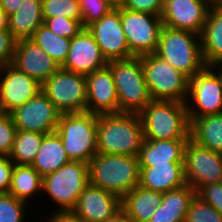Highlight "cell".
Masks as SVG:
<instances>
[{
  "mask_svg": "<svg viewBox=\"0 0 222 222\" xmlns=\"http://www.w3.org/2000/svg\"><path fill=\"white\" fill-rule=\"evenodd\" d=\"M197 191L189 184L162 193V201L149 222H185Z\"/></svg>",
  "mask_w": 222,
  "mask_h": 222,
  "instance_id": "obj_22",
  "label": "cell"
},
{
  "mask_svg": "<svg viewBox=\"0 0 222 222\" xmlns=\"http://www.w3.org/2000/svg\"><path fill=\"white\" fill-rule=\"evenodd\" d=\"M116 86L119 112L139 114L151 101L141 56L109 61Z\"/></svg>",
  "mask_w": 222,
  "mask_h": 222,
  "instance_id": "obj_6",
  "label": "cell"
},
{
  "mask_svg": "<svg viewBox=\"0 0 222 222\" xmlns=\"http://www.w3.org/2000/svg\"><path fill=\"white\" fill-rule=\"evenodd\" d=\"M116 4H121L123 0H113Z\"/></svg>",
  "mask_w": 222,
  "mask_h": 222,
  "instance_id": "obj_48",
  "label": "cell"
},
{
  "mask_svg": "<svg viewBox=\"0 0 222 222\" xmlns=\"http://www.w3.org/2000/svg\"><path fill=\"white\" fill-rule=\"evenodd\" d=\"M25 0H0V8L10 16L21 6Z\"/></svg>",
  "mask_w": 222,
  "mask_h": 222,
  "instance_id": "obj_43",
  "label": "cell"
},
{
  "mask_svg": "<svg viewBox=\"0 0 222 222\" xmlns=\"http://www.w3.org/2000/svg\"><path fill=\"white\" fill-rule=\"evenodd\" d=\"M197 196L211 205L222 215V183H213L203 186Z\"/></svg>",
  "mask_w": 222,
  "mask_h": 222,
  "instance_id": "obj_40",
  "label": "cell"
},
{
  "mask_svg": "<svg viewBox=\"0 0 222 222\" xmlns=\"http://www.w3.org/2000/svg\"><path fill=\"white\" fill-rule=\"evenodd\" d=\"M104 222H132L128 215L121 209L112 218Z\"/></svg>",
  "mask_w": 222,
  "mask_h": 222,
  "instance_id": "obj_44",
  "label": "cell"
},
{
  "mask_svg": "<svg viewBox=\"0 0 222 222\" xmlns=\"http://www.w3.org/2000/svg\"><path fill=\"white\" fill-rule=\"evenodd\" d=\"M208 11L202 0H164L163 26L201 35Z\"/></svg>",
  "mask_w": 222,
  "mask_h": 222,
  "instance_id": "obj_17",
  "label": "cell"
},
{
  "mask_svg": "<svg viewBox=\"0 0 222 222\" xmlns=\"http://www.w3.org/2000/svg\"><path fill=\"white\" fill-rule=\"evenodd\" d=\"M107 64L92 33L83 28L71 39L67 59L61 68L86 76L106 67Z\"/></svg>",
  "mask_w": 222,
  "mask_h": 222,
  "instance_id": "obj_16",
  "label": "cell"
},
{
  "mask_svg": "<svg viewBox=\"0 0 222 222\" xmlns=\"http://www.w3.org/2000/svg\"><path fill=\"white\" fill-rule=\"evenodd\" d=\"M155 54L189 79L206 67L201 37L191 31L163 26Z\"/></svg>",
  "mask_w": 222,
  "mask_h": 222,
  "instance_id": "obj_4",
  "label": "cell"
},
{
  "mask_svg": "<svg viewBox=\"0 0 222 222\" xmlns=\"http://www.w3.org/2000/svg\"><path fill=\"white\" fill-rule=\"evenodd\" d=\"M89 183L122 198L139 185L138 157L97 153L88 163Z\"/></svg>",
  "mask_w": 222,
  "mask_h": 222,
  "instance_id": "obj_2",
  "label": "cell"
},
{
  "mask_svg": "<svg viewBox=\"0 0 222 222\" xmlns=\"http://www.w3.org/2000/svg\"><path fill=\"white\" fill-rule=\"evenodd\" d=\"M87 112L96 115L119 112L113 74L108 66L86 75Z\"/></svg>",
  "mask_w": 222,
  "mask_h": 222,
  "instance_id": "obj_19",
  "label": "cell"
},
{
  "mask_svg": "<svg viewBox=\"0 0 222 222\" xmlns=\"http://www.w3.org/2000/svg\"><path fill=\"white\" fill-rule=\"evenodd\" d=\"M189 139H144L138 155L139 166L183 162L184 148Z\"/></svg>",
  "mask_w": 222,
  "mask_h": 222,
  "instance_id": "obj_23",
  "label": "cell"
},
{
  "mask_svg": "<svg viewBox=\"0 0 222 222\" xmlns=\"http://www.w3.org/2000/svg\"><path fill=\"white\" fill-rule=\"evenodd\" d=\"M216 73L219 75V77L221 78L222 81V61L217 62L216 64L211 66Z\"/></svg>",
  "mask_w": 222,
  "mask_h": 222,
  "instance_id": "obj_47",
  "label": "cell"
},
{
  "mask_svg": "<svg viewBox=\"0 0 222 222\" xmlns=\"http://www.w3.org/2000/svg\"><path fill=\"white\" fill-rule=\"evenodd\" d=\"M88 184V163L70 161L43 177L42 195L49 196L57 211L73 210Z\"/></svg>",
  "mask_w": 222,
  "mask_h": 222,
  "instance_id": "obj_7",
  "label": "cell"
},
{
  "mask_svg": "<svg viewBox=\"0 0 222 222\" xmlns=\"http://www.w3.org/2000/svg\"><path fill=\"white\" fill-rule=\"evenodd\" d=\"M8 20L9 31L16 40L30 39L44 21L42 0H25Z\"/></svg>",
  "mask_w": 222,
  "mask_h": 222,
  "instance_id": "obj_27",
  "label": "cell"
},
{
  "mask_svg": "<svg viewBox=\"0 0 222 222\" xmlns=\"http://www.w3.org/2000/svg\"><path fill=\"white\" fill-rule=\"evenodd\" d=\"M43 20V24L57 36L69 39H72L84 28L82 20H73L63 16L43 18Z\"/></svg>",
  "mask_w": 222,
  "mask_h": 222,
  "instance_id": "obj_36",
  "label": "cell"
},
{
  "mask_svg": "<svg viewBox=\"0 0 222 222\" xmlns=\"http://www.w3.org/2000/svg\"><path fill=\"white\" fill-rule=\"evenodd\" d=\"M162 201V192L135 187L121 198V209L132 222H149Z\"/></svg>",
  "mask_w": 222,
  "mask_h": 222,
  "instance_id": "obj_24",
  "label": "cell"
},
{
  "mask_svg": "<svg viewBox=\"0 0 222 222\" xmlns=\"http://www.w3.org/2000/svg\"><path fill=\"white\" fill-rule=\"evenodd\" d=\"M41 91V84L12 64L0 68V113H10Z\"/></svg>",
  "mask_w": 222,
  "mask_h": 222,
  "instance_id": "obj_15",
  "label": "cell"
},
{
  "mask_svg": "<svg viewBox=\"0 0 222 222\" xmlns=\"http://www.w3.org/2000/svg\"><path fill=\"white\" fill-rule=\"evenodd\" d=\"M27 204L30 206L9 193H0V222H25Z\"/></svg>",
  "mask_w": 222,
  "mask_h": 222,
  "instance_id": "obj_34",
  "label": "cell"
},
{
  "mask_svg": "<svg viewBox=\"0 0 222 222\" xmlns=\"http://www.w3.org/2000/svg\"><path fill=\"white\" fill-rule=\"evenodd\" d=\"M190 140L222 154V113L192 119L190 121Z\"/></svg>",
  "mask_w": 222,
  "mask_h": 222,
  "instance_id": "obj_28",
  "label": "cell"
},
{
  "mask_svg": "<svg viewBox=\"0 0 222 222\" xmlns=\"http://www.w3.org/2000/svg\"><path fill=\"white\" fill-rule=\"evenodd\" d=\"M44 134L17 130L15 141L9 155L14 164L31 165L38 152Z\"/></svg>",
  "mask_w": 222,
  "mask_h": 222,
  "instance_id": "obj_31",
  "label": "cell"
},
{
  "mask_svg": "<svg viewBox=\"0 0 222 222\" xmlns=\"http://www.w3.org/2000/svg\"><path fill=\"white\" fill-rule=\"evenodd\" d=\"M43 18L63 16L81 20L79 0H42Z\"/></svg>",
  "mask_w": 222,
  "mask_h": 222,
  "instance_id": "obj_33",
  "label": "cell"
},
{
  "mask_svg": "<svg viewBox=\"0 0 222 222\" xmlns=\"http://www.w3.org/2000/svg\"><path fill=\"white\" fill-rule=\"evenodd\" d=\"M144 139H190L186 103L152 100L140 113Z\"/></svg>",
  "mask_w": 222,
  "mask_h": 222,
  "instance_id": "obj_3",
  "label": "cell"
},
{
  "mask_svg": "<svg viewBox=\"0 0 222 222\" xmlns=\"http://www.w3.org/2000/svg\"><path fill=\"white\" fill-rule=\"evenodd\" d=\"M60 67L67 59L71 39L57 36L44 24L39 26L30 38Z\"/></svg>",
  "mask_w": 222,
  "mask_h": 222,
  "instance_id": "obj_30",
  "label": "cell"
},
{
  "mask_svg": "<svg viewBox=\"0 0 222 222\" xmlns=\"http://www.w3.org/2000/svg\"><path fill=\"white\" fill-rule=\"evenodd\" d=\"M145 81L152 100L186 103L189 78L155 53L141 56Z\"/></svg>",
  "mask_w": 222,
  "mask_h": 222,
  "instance_id": "obj_8",
  "label": "cell"
},
{
  "mask_svg": "<svg viewBox=\"0 0 222 222\" xmlns=\"http://www.w3.org/2000/svg\"><path fill=\"white\" fill-rule=\"evenodd\" d=\"M87 29L92 33L107 62L134 57L130 53L123 31L120 4L100 20L89 25Z\"/></svg>",
  "mask_w": 222,
  "mask_h": 222,
  "instance_id": "obj_13",
  "label": "cell"
},
{
  "mask_svg": "<svg viewBox=\"0 0 222 222\" xmlns=\"http://www.w3.org/2000/svg\"><path fill=\"white\" fill-rule=\"evenodd\" d=\"M17 40L9 30L0 31V68L12 64Z\"/></svg>",
  "mask_w": 222,
  "mask_h": 222,
  "instance_id": "obj_39",
  "label": "cell"
},
{
  "mask_svg": "<svg viewBox=\"0 0 222 222\" xmlns=\"http://www.w3.org/2000/svg\"><path fill=\"white\" fill-rule=\"evenodd\" d=\"M139 167L140 187L165 193L186 184L183 162Z\"/></svg>",
  "mask_w": 222,
  "mask_h": 222,
  "instance_id": "obj_21",
  "label": "cell"
},
{
  "mask_svg": "<svg viewBox=\"0 0 222 222\" xmlns=\"http://www.w3.org/2000/svg\"><path fill=\"white\" fill-rule=\"evenodd\" d=\"M98 115L91 112L60 114L56 132L70 161L89 163L97 154Z\"/></svg>",
  "mask_w": 222,
  "mask_h": 222,
  "instance_id": "obj_5",
  "label": "cell"
},
{
  "mask_svg": "<svg viewBox=\"0 0 222 222\" xmlns=\"http://www.w3.org/2000/svg\"><path fill=\"white\" fill-rule=\"evenodd\" d=\"M113 0H79L81 20L84 28L100 20L116 7Z\"/></svg>",
  "mask_w": 222,
  "mask_h": 222,
  "instance_id": "obj_32",
  "label": "cell"
},
{
  "mask_svg": "<svg viewBox=\"0 0 222 222\" xmlns=\"http://www.w3.org/2000/svg\"><path fill=\"white\" fill-rule=\"evenodd\" d=\"M185 181L197 192L205 185L222 181V154L188 140L184 148Z\"/></svg>",
  "mask_w": 222,
  "mask_h": 222,
  "instance_id": "obj_12",
  "label": "cell"
},
{
  "mask_svg": "<svg viewBox=\"0 0 222 222\" xmlns=\"http://www.w3.org/2000/svg\"><path fill=\"white\" fill-rule=\"evenodd\" d=\"M185 222H222V215L196 195L190 204Z\"/></svg>",
  "mask_w": 222,
  "mask_h": 222,
  "instance_id": "obj_35",
  "label": "cell"
},
{
  "mask_svg": "<svg viewBox=\"0 0 222 222\" xmlns=\"http://www.w3.org/2000/svg\"><path fill=\"white\" fill-rule=\"evenodd\" d=\"M16 126L8 113H0V156L9 157L15 137Z\"/></svg>",
  "mask_w": 222,
  "mask_h": 222,
  "instance_id": "obj_37",
  "label": "cell"
},
{
  "mask_svg": "<svg viewBox=\"0 0 222 222\" xmlns=\"http://www.w3.org/2000/svg\"><path fill=\"white\" fill-rule=\"evenodd\" d=\"M200 37L206 66L222 61V7L209 8Z\"/></svg>",
  "mask_w": 222,
  "mask_h": 222,
  "instance_id": "obj_26",
  "label": "cell"
},
{
  "mask_svg": "<svg viewBox=\"0 0 222 222\" xmlns=\"http://www.w3.org/2000/svg\"><path fill=\"white\" fill-rule=\"evenodd\" d=\"M143 141L139 114L118 112L98 115L97 153L138 157Z\"/></svg>",
  "mask_w": 222,
  "mask_h": 222,
  "instance_id": "obj_1",
  "label": "cell"
},
{
  "mask_svg": "<svg viewBox=\"0 0 222 222\" xmlns=\"http://www.w3.org/2000/svg\"><path fill=\"white\" fill-rule=\"evenodd\" d=\"M41 91L61 114L87 111V81L83 74L60 67L41 85Z\"/></svg>",
  "mask_w": 222,
  "mask_h": 222,
  "instance_id": "obj_9",
  "label": "cell"
},
{
  "mask_svg": "<svg viewBox=\"0 0 222 222\" xmlns=\"http://www.w3.org/2000/svg\"><path fill=\"white\" fill-rule=\"evenodd\" d=\"M12 65L37 80L41 85L60 68L31 39L17 40Z\"/></svg>",
  "mask_w": 222,
  "mask_h": 222,
  "instance_id": "obj_18",
  "label": "cell"
},
{
  "mask_svg": "<svg viewBox=\"0 0 222 222\" xmlns=\"http://www.w3.org/2000/svg\"><path fill=\"white\" fill-rule=\"evenodd\" d=\"M46 218V222H85L80 216H77L72 210L57 211L53 210Z\"/></svg>",
  "mask_w": 222,
  "mask_h": 222,
  "instance_id": "obj_42",
  "label": "cell"
},
{
  "mask_svg": "<svg viewBox=\"0 0 222 222\" xmlns=\"http://www.w3.org/2000/svg\"><path fill=\"white\" fill-rule=\"evenodd\" d=\"M70 162L59 134H45L31 166L42 176L57 171Z\"/></svg>",
  "mask_w": 222,
  "mask_h": 222,
  "instance_id": "obj_25",
  "label": "cell"
},
{
  "mask_svg": "<svg viewBox=\"0 0 222 222\" xmlns=\"http://www.w3.org/2000/svg\"><path fill=\"white\" fill-rule=\"evenodd\" d=\"M120 5L127 10L147 12L157 16H162L164 11V0H123Z\"/></svg>",
  "mask_w": 222,
  "mask_h": 222,
  "instance_id": "obj_38",
  "label": "cell"
},
{
  "mask_svg": "<svg viewBox=\"0 0 222 222\" xmlns=\"http://www.w3.org/2000/svg\"><path fill=\"white\" fill-rule=\"evenodd\" d=\"M9 114L13 119L16 130L45 135L56 131L61 113L49 98L40 91L35 97Z\"/></svg>",
  "mask_w": 222,
  "mask_h": 222,
  "instance_id": "obj_14",
  "label": "cell"
},
{
  "mask_svg": "<svg viewBox=\"0 0 222 222\" xmlns=\"http://www.w3.org/2000/svg\"><path fill=\"white\" fill-rule=\"evenodd\" d=\"M9 16L0 8V31L9 30Z\"/></svg>",
  "mask_w": 222,
  "mask_h": 222,
  "instance_id": "obj_45",
  "label": "cell"
},
{
  "mask_svg": "<svg viewBox=\"0 0 222 222\" xmlns=\"http://www.w3.org/2000/svg\"><path fill=\"white\" fill-rule=\"evenodd\" d=\"M121 210V198L106 190L88 184L72 210L85 222H104Z\"/></svg>",
  "mask_w": 222,
  "mask_h": 222,
  "instance_id": "obj_20",
  "label": "cell"
},
{
  "mask_svg": "<svg viewBox=\"0 0 222 222\" xmlns=\"http://www.w3.org/2000/svg\"><path fill=\"white\" fill-rule=\"evenodd\" d=\"M42 181L43 177L31 165L15 164L8 193L28 203L34 194L41 195Z\"/></svg>",
  "mask_w": 222,
  "mask_h": 222,
  "instance_id": "obj_29",
  "label": "cell"
},
{
  "mask_svg": "<svg viewBox=\"0 0 222 222\" xmlns=\"http://www.w3.org/2000/svg\"><path fill=\"white\" fill-rule=\"evenodd\" d=\"M14 165L10 157L0 156V193H8Z\"/></svg>",
  "mask_w": 222,
  "mask_h": 222,
  "instance_id": "obj_41",
  "label": "cell"
},
{
  "mask_svg": "<svg viewBox=\"0 0 222 222\" xmlns=\"http://www.w3.org/2000/svg\"><path fill=\"white\" fill-rule=\"evenodd\" d=\"M121 23L130 53L134 57L156 53L163 27L161 16L131 11L121 6Z\"/></svg>",
  "mask_w": 222,
  "mask_h": 222,
  "instance_id": "obj_10",
  "label": "cell"
},
{
  "mask_svg": "<svg viewBox=\"0 0 222 222\" xmlns=\"http://www.w3.org/2000/svg\"><path fill=\"white\" fill-rule=\"evenodd\" d=\"M209 8L222 7V0H202Z\"/></svg>",
  "mask_w": 222,
  "mask_h": 222,
  "instance_id": "obj_46",
  "label": "cell"
},
{
  "mask_svg": "<svg viewBox=\"0 0 222 222\" xmlns=\"http://www.w3.org/2000/svg\"><path fill=\"white\" fill-rule=\"evenodd\" d=\"M186 107L190 121L222 113V81L212 67L206 66L189 79Z\"/></svg>",
  "mask_w": 222,
  "mask_h": 222,
  "instance_id": "obj_11",
  "label": "cell"
}]
</instances>
